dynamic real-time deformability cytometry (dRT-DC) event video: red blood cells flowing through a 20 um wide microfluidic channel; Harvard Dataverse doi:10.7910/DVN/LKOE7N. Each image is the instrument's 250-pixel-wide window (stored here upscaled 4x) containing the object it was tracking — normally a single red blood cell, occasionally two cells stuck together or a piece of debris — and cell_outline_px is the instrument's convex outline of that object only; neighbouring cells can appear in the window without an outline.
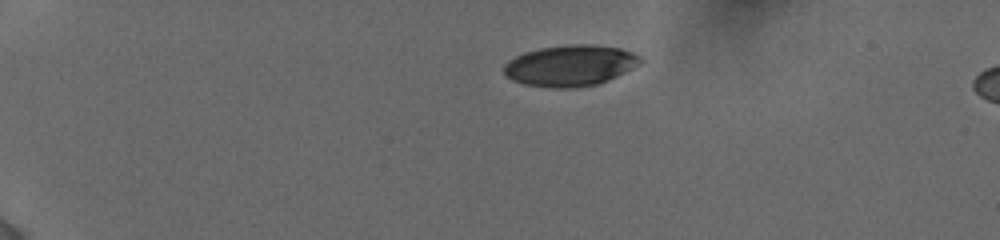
{"species": "human", "species_latin": "Homo sapiens", "temperature_condition": "cold", "stored_images_in_passage": 5, "camera_frame_rate_fps": 3000, "um_per_image_px": 0.085, "donor": {"sex": "female"}, "frame": {"image": 1, "passage_image": 1, "time_ms": 0.0, "image_size_px": [1000, 240], "cell_outline_px": [[644, 60], [632, 68], [608, 80], [596, 84], [576, 88], [552, 88], [524, 84], [512, 80], [504, 72], [504, 64], [508, 60], [524, 52], [540, 48], [572, 44], [588, 44], [620, 48], [632, 52], [640, 56]], "centroid_in_image_um": [48.46, 5.57], "position_along_channel_um": 36.5, "area_um2": 32.54}}
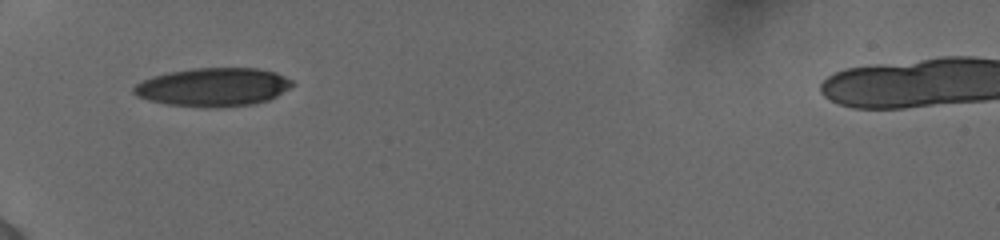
{"frame": {"image": 2, "passage_image": 4, "time_ms": 2.667, "image_size_px": [1000, 240], "cell_outline_px": [[296, 84], [276, 96], [268, 100], [252, 104], [216, 108], [204, 108], [168, 104], [148, 100], [136, 96], [132, 92], [132, 88], [136, 84], [152, 76], [168, 72], [192, 68], [260, 68], [276, 72], [292, 80]], "centroid_in_image_um": [18.12, 7.4], "position_along_channel_um": 66.9, "area_um2": 35.84}}